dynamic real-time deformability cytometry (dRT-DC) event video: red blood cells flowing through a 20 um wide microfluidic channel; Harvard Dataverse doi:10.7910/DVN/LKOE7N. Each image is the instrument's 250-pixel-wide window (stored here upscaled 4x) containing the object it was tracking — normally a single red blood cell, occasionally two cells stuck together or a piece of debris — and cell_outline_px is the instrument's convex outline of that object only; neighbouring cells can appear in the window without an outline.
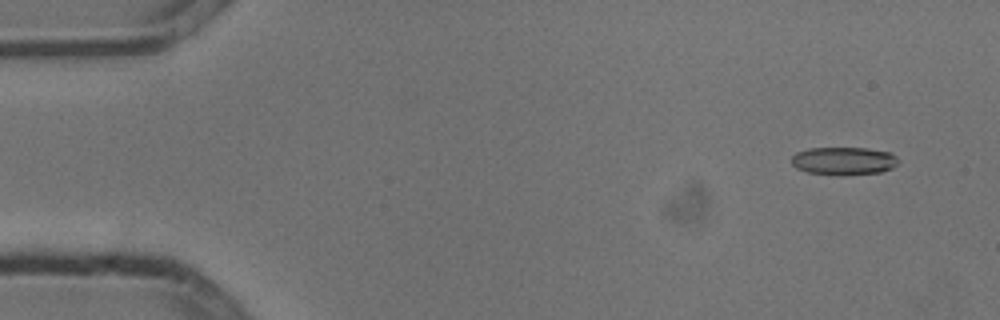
{"species": "common noctule bat (a hibernating species)", "species_latin": "Nyctalus noctula", "temperature_condition": "cold", "stored_images_in_passage": 6, "camera_frame_rate_fps": 3000, "um_per_image_px": 0.085, "animal": {"sex": "male", "body_mass_g": 13.3}, "frame": {"image": 1, "passage_image": 2, "time_ms": 0.333, "image_size_px": [1000, 320], "cell_outline_px": [[900, 160], [892, 168], [880, 172], [840, 176], [808, 172], [796, 168], [792, 164], [792, 156], [796, 152], [808, 148], [868, 148], [888, 152], [896, 156]], "centroid_in_image_um": [71.71, 13.68], "position_along_channel_um": 13.3, "area_um2": 17.51}}
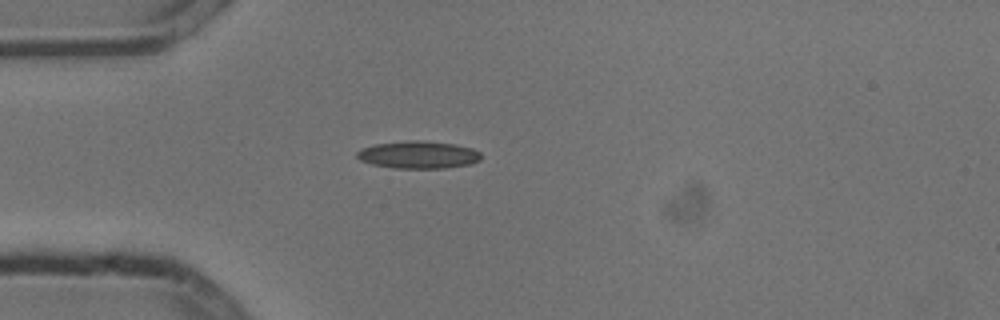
{"frame": {"image": 2, "passage_image": 5, "time_ms": 1.333, "image_size_px": [1000, 320], "cell_outline_px": [[480, 160], [468, 164], [444, 168], [392, 168], [372, 164], [360, 160], [356, 156], [356, 152], [360, 148], [376, 144], [412, 140], [416, 140], [456, 144], [472, 148], [480, 152]], "centroid_in_image_um": [35.53, 13.15], "position_along_channel_um": 49.5, "area_um2": 19.77}}